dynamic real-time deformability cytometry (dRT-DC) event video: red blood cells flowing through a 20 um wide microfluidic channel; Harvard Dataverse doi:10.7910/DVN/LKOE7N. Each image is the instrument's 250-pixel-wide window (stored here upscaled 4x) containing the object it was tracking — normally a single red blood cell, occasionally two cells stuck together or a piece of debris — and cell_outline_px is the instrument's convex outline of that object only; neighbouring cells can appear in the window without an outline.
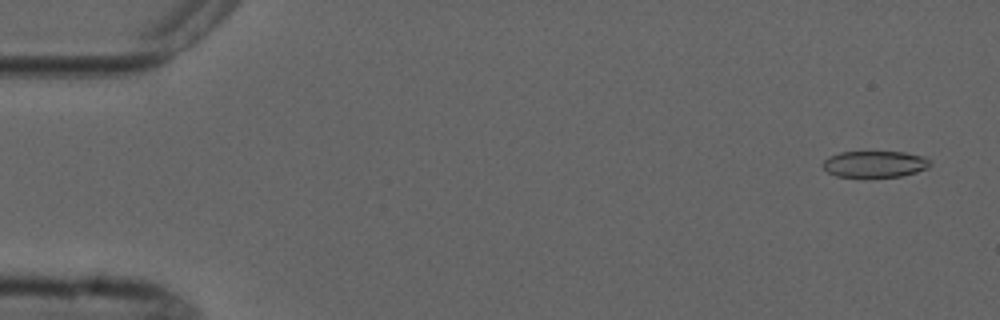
{"species": "common noctule bat (a hibernating species)", "species_latin": "Nyctalus noctula", "temperature_condition": "cold", "stored_images_in_passage": 6, "camera_frame_rate_fps": 3000, "um_per_image_px": 0.085, "animal": {"sex": "male", "forearm_length_mm": 52.5}, "frame": {"image": 1, "passage_image": 1, "time_ms": 0.0, "image_size_px": [1000, 320], "cell_outline_px": [[932, 164], [928, 168], [916, 172], [900, 176], [836, 176], [828, 172], [824, 168], [824, 160], [840, 152], [904, 152], [924, 156], [932, 160]], "centroid_in_image_um": [74.43, 13.93], "position_along_channel_um": 10.6, "area_um2": 16.3}}
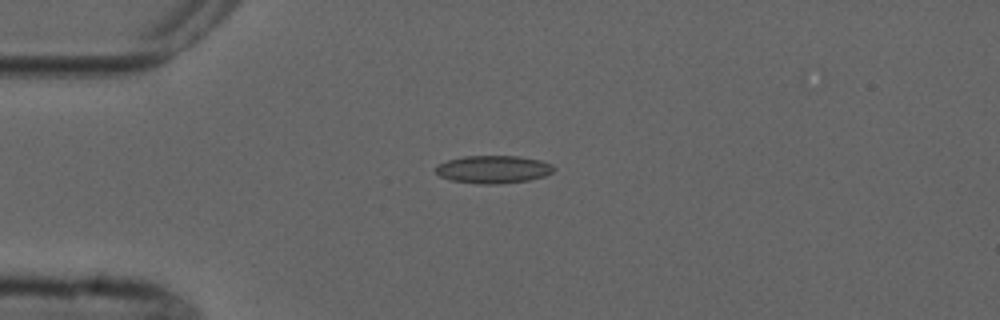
{"frame": {"image": 2, "passage_image": 4, "time_ms": 3.667, "image_size_px": [1000, 320], "cell_outline_px": [[556, 168], [552, 172], [544, 176], [528, 180], [500, 184], [480, 184], [452, 180], [440, 176], [436, 172], [436, 168], [440, 164], [448, 160], [464, 156], [520, 156], [540, 160], [552, 164]], "centroid_in_image_um": [41.97, 14.39], "position_along_channel_um": 43.0, "area_um2": 19.02}}
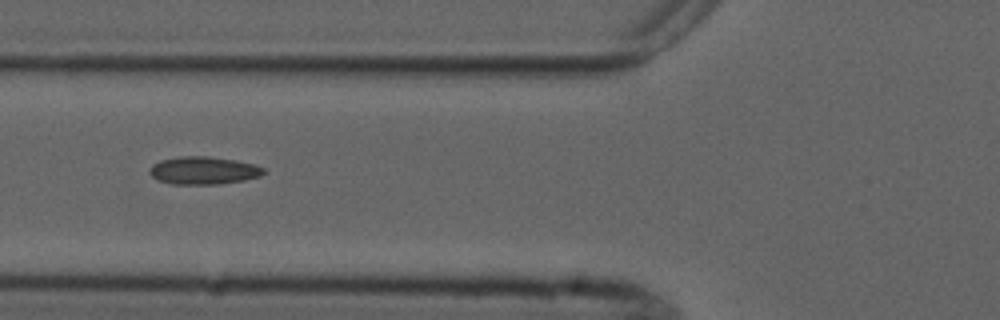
{"frame": {"image": 3, "passage_image": 6, "time_ms": 6.0, "image_size_px": [1000, 320], "cell_outline_px": [[264, 172], [260, 176], [244, 180], [220, 184], [172, 184], [156, 180], [148, 172], [148, 168], [152, 164], [160, 160], [180, 156], [208, 156], [236, 160], [256, 164], [264, 168]], "centroid_in_image_um": [17.26, 14.49], "position_along_channel_um": 108.5, "area_um2": 18.67}}